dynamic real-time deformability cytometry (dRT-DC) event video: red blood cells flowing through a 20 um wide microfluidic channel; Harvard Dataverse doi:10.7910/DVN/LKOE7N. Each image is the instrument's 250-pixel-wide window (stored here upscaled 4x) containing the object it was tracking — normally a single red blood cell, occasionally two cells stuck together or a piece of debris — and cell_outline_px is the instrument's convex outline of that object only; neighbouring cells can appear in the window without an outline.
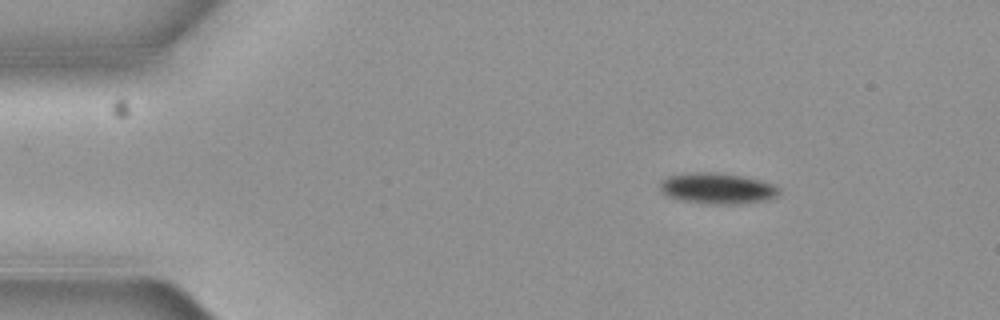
{"species": "common noctule bat (a hibernating species)", "species_latin": "Nyctalus noctula", "temperature_condition": "cold", "stored_images_in_passage": 6, "camera_frame_rate_fps": 3000, "um_per_image_px": 0.085, "animal": {"sex": "female", "body_mass_g": 19.3, "forearm_length_mm": 54.1}, "frame": {"image": 1, "passage_image": 1, "time_ms": 0.0, "image_size_px": [1000, 320], "cell_outline_px": [[780, 192], [776, 196], [768, 200], [740, 204], [704, 204], [676, 200], [660, 192], [660, 180], [668, 176], [700, 172], [716, 172], [740, 176], [772, 184], [780, 188]], "centroid_in_image_um": [60.93, 16.04], "position_along_channel_um": 24.1, "area_um2": 21.56}}
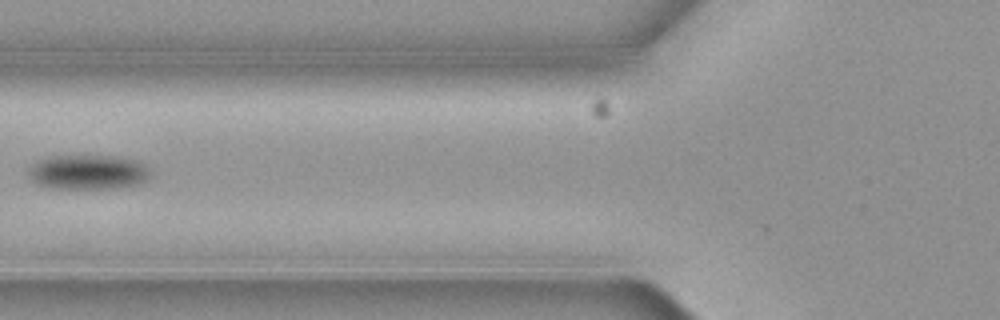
{"frame": {"image": 2, "passage_image": 5, "time_ms": 1.333, "image_size_px": [1000, 320], "cell_outline_px": [[152, 176], [148, 180], [140, 184], [116, 188], [48, 188], [36, 184], [28, 176], [28, 168], [36, 160], [48, 156], [116, 156], [140, 160], [152, 172]], "centroid_in_image_um": [7.5, 14.62], "position_along_channel_um": 118.3, "area_um2": 25.2}}
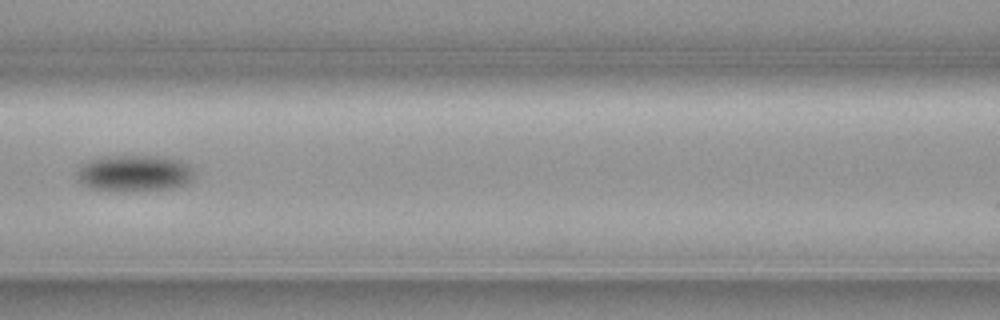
{"frame": {"image": 3, "passage_image": 6, "time_ms": 1.667, "image_size_px": [1000, 320], "cell_outline_px": [[196, 176], [188, 184], [172, 188], [132, 192], [124, 192], [92, 188], [80, 184], [76, 172], [80, 164], [88, 160], [104, 156], [164, 156], [180, 160], [188, 164], [192, 168]], "centroid_in_image_um": [11.43, 14.73], "position_along_channel_um": 155.2, "area_um2": 25.61}}